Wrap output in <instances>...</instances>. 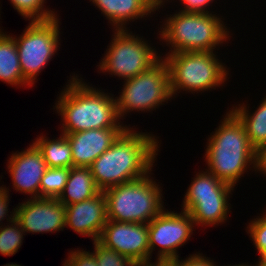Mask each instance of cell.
<instances>
[{
  "mask_svg": "<svg viewBox=\"0 0 266 266\" xmlns=\"http://www.w3.org/2000/svg\"><path fill=\"white\" fill-rule=\"evenodd\" d=\"M127 128L89 167L96 187L104 191L148 175L158 155L159 137Z\"/></svg>",
  "mask_w": 266,
  "mask_h": 266,
  "instance_id": "6da1fadb",
  "label": "cell"
},
{
  "mask_svg": "<svg viewBox=\"0 0 266 266\" xmlns=\"http://www.w3.org/2000/svg\"><path fill=\"white\" fill-rule=\"evenodd\" d=\"M53 109L61 116V134L102 128H130L121 122L114 94L83 81L73 73ZM90 85V86H89Z\"/></svg>",
  "mask_w": 266,
  "mask_h": 266,
  "instance_id": "7a4b0ae2",
  "label": "cell"
},
{
  "mask_svg": "<svg viewBox=\"0 0 266 266\" xmlns=\"http://www.w3.org/2000/svg\"><path fill=\"white\" fill-rule=\"evenodd\" d=\"M225 113L209 135L203 158L208 172L235 187L247 170L255 171L256 150L238 118L230 110Z\"/></svg>",
  "mask_w": 266,
  "mask_h": 266,
  "instance_id": "3957f363",
  "label": "cell"
},
{
  "mask_svg": "<svg viewBox=\"0 0 266 266\" xmlns=\"http://www.w3.org/2000/svg\"><path fill=\"white\" fill-rule=\"evenodd\" d=\"M166 16L157 37L169 46L170 50L165 55L188 51H218L220 45L222 47L231 39L230 28L223 21L225 18L219 17L217 13L176 10L174 14Z\"/></svg>",
  "mask_w": 266,
  "mask_h": 266,
  "instance_id": "277c9868",
  "label": "cell"
},
{
  "mask_svg": "<svg viewBox=\"0 0 266 266\" xmlns=\"http://www.w3.org/2000/svg\"><path fill=\"white\" fill-rule=\"evenodd\" d=\"M164 56L162 58L169 69L173 99L183 91L186 94H198L216 90L228 80L229 68L218 59L216 51L175 52Z\"/></svg>",
  "mask_w": 266,
  "mask_h": 266,
  "instance_id": "5b68a950",
  "label": "cell"
},
{
  "mask_svg": "<svg viewBox=\"0 0 266 266\" xmlns=\"http://www.w3.org/2000/svg\"><path fill=\"white\" fill-rule=\"evenodd\" d=\"M152 173L103 191L108 220L148 224L165 209L162 187Z\"/></svg>",
  "mask_w": 266,
  "mask_h": 266,
  "instance_id": "8992f818",
  "label": "cell"
},
{
  "mask_svg": "<svg viewBox=\"0 0 266 266\" xmlns=\"http://www.w3.org/2000/svg\"><path fill=\"white\" fill-rule=\"evenodd\" d=\"M113 32L104 57L97 65L99 73L125 81L150 69L162 58L153 43L135 35L129 28L114 29Z\"/></svg>",
  "mask_w": 266,
  "mask_h": 266,
  "instance_id": "52a82bcc",
  "label": "cell"
},
{
  "mask_svg": "<svg viewBox=\"0 0 266 266\" xmlns=\"http://www.w3.org/2000/svg\"><path fill=\"white\" fill-rule=\"evenodd\" d=\"M122 86L119 96L115 97L120 120L132 111L152 112L173 98L169 69L163 58L150 69L125 80Z\"/></svg>",
  "mask_w": 266,
  "mask_h": 266,
  "instance_id": "ba28073f",
  "label": "cell"
},
{
  "mask_svg": "<svg viewBox=\"0 0 266 266\" xmlns=\"http://www.w3.org/2000/svg\"><path fill=\"white\" fill-rule=\"evenodd\" d=\"M60 19L57 16L46 21H29L22 35L14 36L23 77L32 87L41 71L60 50Z\"/></svg>",
  "mask_w": 266,
  "mask_h": 266,
  "instance_id": "9c48e42d",
  "label": "cell"
},
{
  "mask_svg": "<svg viewBox=\"0 0 266 266\" xmlns=\"http://www.w3.org/2000/svg\"><path fill=\"white\" fill-rule=\"evenodd\" d=\"M195 224L192 217L181 210L168 211L164 209L159 215L148 223L150 263L153 251L159 247L156 262H171L179 259L178 248L190 240Z\"/></svg>",
  "mask_w": 266,
  "mask_h": 266,
  "instance_id": "30bf717a",
  "label": "cell"
},
{
  "mask_svg": "<svg viewBox=\"0 0 266 266\" xmlns=\"http://www.w3.org/2000/svg\"><path fill=\"white\" fill-rule=\"evenodd\" d=\"M149 229L146 223L108 220L98 242L139 266L150 263Z\"/></svg>",
  "mask_w": 266,
  "mask_h": 266,
  "instance_id": "8fae6325",
  "label": "cell"
},
{
  "mask_svg": "<svg viewBox=\"0 0 266 266\" xmlns=\"http://www.w3.org/2000/svg\"><path fill=\"white\" fill-rule=\"evenodd\" d=\"M15 208V220L25 234L56 233L65 228L66 206L56 198H28Z\"/></svg>",
  "mask_w": 266,
  "mask_h": 266,
  "instance_id": "7c38bea8",
  "label": "cell"
},
{
  "mask_svg": "<svg viewBox=\"0 0 266 266\" xmlns=\"http://www.w3.org/2000/svg\"><path fill=\"white\" fill-rule=\"evenodd\" d=\"M7 161L6 169L13 182L12 188L28 194L30 199L39 198L41 178L48 165L38 147L32 142L25 150L13 152Z\"/></svg>",
  "mask_w": 266,
  "mask_h": 266,
  "instance_id": "4fadbf2b",
  "label": "cell"
},
{
  "mask_svg": "<svg viewBox=\"0 0 266 266\" xmlns=\"http://www.w3.org/2000/svg\"><path fill=\"white\" fill-rule=\"evenodd\" d=\"M107 201L103 191L94 197L66 205L65 227L71 228L81 236L98 241L107 223Z\"/></svg>",
  "mask_w": 266,
  "mask_h": 266,
  "instance_id": "5bb4252c",
  "label": "cell"
},
{
  "mask_svg": "<svg viewBox=\"0 0 266 266\" xmlns=\"http://www.w3.org/2000/svg\"><path fill=\"white\" fill-rule=\"evenodd\" d=\"M127 128H102L64 134L71 145L73 167H89Z\"/></svg>",
  "mask_w": 266,
  "mask_h": 266,
  "instance_id": "9a60e30c",
  "label": "cell"
},
{
  "mask_svg": "<svg viewBox=\"0 0 266 266\" xmlns=\"http://www.w3.org/2000/svg\"><path fill=\"white\" fill-rule=\"evenodd\" d=\"M92 1V2H91ZM103 17H106L111 29H128L127 25L137 19H145L156 13L157 0H90Z\"/></svg>",
  "mask_w": 266,
  "mask_h": 266,
  "instance_id": "2e32d148",
  "label": "cell"
},
{
  "mask_svg": "<svg viewBox=\"0 0 266 266\" xmlns=\"http://www.w3.org/2000/svg\"><path fill=\"white\" fill-rule=\"evenodd\" d=\"M232 196H215L198 199L186 212L192 217L195 226L210 227L224 224L230 217Z\"/></svg>",
  "mask_w": 266,
  "mask_h": 266,
  "instance_id": "e0dca14e",
  "label": "cell"
},
{
  "mask_svg": "<svg viewBox=\"0 0 266 266\" xmlns=\"http://www.w3.org/2000/svg\"><path fill=\"white\" fill-rule=\"evenodd\" d=\"M193 181L187 188L182 201L181 208L187 211L198 199L215 197V196H231L235 189L234 187L222 182L206 169L199 171L192 178ZM231 194V195H230Z\"/></svg>",
  "mask_w": 266,
  "mask_h": 266,
  "instance_id": "ac0fdd59",
  "label": "cell"
},
{
  "mask_svg": "<svg viewBox=\"0 0 266 266\" xmlns=\"http://www.w3.org/2000/svg\"><path fill=\"white\" fill-rule=\"evenodd\" d=\"M10 34L8 32L4 33L0 27V81L9 84L11 87H31L23 77L17 45L14 37Z\"/></svg>",
  "mask_w": 266,
  "mask_h": 266,
  "instance_id": "d6986e66",
  "label": "cell"
},
{
  "mask_svg": "<svg viewBox=\"0 0 266 266\" xmlns=\"http://www.w3.org/2000/svg\"><path fill=\"white\" fill-rule=\"evenodd\" d=\"M254 112L245 103L233 105L229 110L238 118L243 125L247 137L255 150L266 143V96Z\"/></svg>",
  "mask_w": 266,
  "mask_h": 266,
  "instance_id": "ffe728a7",
  "label": "cell"
},
{
  "mask_svg": "<svg viewBox=\"0 0 266 266\" xmlns=\"http://www.w3.org/2000/svg\"><path fill=\"white\" fill-rule=\"evenodd\" d=\"M99 191L90 167H71L67 183L58 200L65 206L71 205L92 198Z\"/></svg>",
  "mask_w": 266,
  "mask_h": 266,
  "instance_id": "44dd1931",
  "label": "cell"
},
{
  "mask_svg": "<svg viewBox=\"0 0 266 266\" xmlns=\"http://www.w3.org/2000/svg\"><path fill=\"white\" fill-rule=\"evenodd\" d=\"M33 143L41 151L42 156L51 168H71L73 160L71 154V145L67 137L60 133L59 138L50 139L43 135H38Z\"/></svg>",
  "mask_w": 266,
  "mask_h": 266,
  "instance_id": "7402d4cb",
  "label": "cell"
},
{
  "mask_svg": "<svg viewBox=\"0 0 266 266\" xmlns=\"http://www.w3.org/2000/svg\"><path fill=\"white\" fill-rule=\"evenodd\" d=\"M24 20L46 21L57 17V11L50 9L45 4L46 0H8ZM50 9V10H49Z\"/></svg>",
  "mask_w": 266,
  "mask_h": 266,
  "instance_id": "603a6c76",
  "label": "cell"
},
{
  "mask_svg": "<svg viewBox=\"0 0 266 266\" xmlns=\"http://www.w3.org/2000/svg\"><path fill=\"white\" fill-rule=\"evenodd\" d=\"M70 168L48 167L40 183L41 198L58 199L67 183Z\"/></svg>",
  "mask_w": 266,
  "mask_h": 266,
  "instance_id": "cb8c5ba5",
  "label": "cell"
},
{
  "mask_svg": "<svg viewBox=\"0 0 266 266\" xmlns=\"http://www.w3.org/2000/svg\"><path fill=\"white\" fill-rule=\"evenodd\" d=\"M7 224L0 226V254L10 257L18 252L23 243L25 232L16 220Z\"/></svg>",
  "mask_w": 266,
  "mask_h": 266,
  "instance_id": "d4e9b609",
  "label": "cell"
},
{
  "mask_svg": "<svg viewBox=\"0 0 266 266\" xmlns=\"http://www.w3.org/2000/svg\"><path fill=\"white\" fill-rule=\"evenodd\" d=\"M93 246L92 253L95 255L98 266H139L115 250L104 247L98 241H94Z\"/></svg>",
  "mask_w": 266,
  "mask_h": 266,
  "instance_id": "484cf974",
  "label": "cell"
},
{
  "mask_svg": "<svg viewBox=\"0 0 266 266\" xmlns=\"http://www.w3.org/2000/svg\"><path fill=\"white\" fill-rule=\"evenodd\" d=\"M261 215L254 217L246 226V232L250 234V240L253 241L258 254L266 250V210Z\"/></svg>",
  "mask_w": 266,
  "mask_h": 266,
  "instance_id": "4316f807",
  "label": "cell"
},
{
  "mask_svg": "<svg viewBox=\"0 0 266 266\" xmlns=\"http://www.w3.org/2000/svg\"><path fill=\"white\" fill-rule=\"evenodd\" d=\"M63 266H98L95 255L84 249L71 250Z\"/></svg>",
  "mask_w": 266,
  "mask_h": 266,
  "instance_id": "83f0119b",
  "label": "cell"
},
{
  "mask_svg": "<svg viewBox=\"0 0 266 266\" xmlns=\"http://www.w3.org/2000/svg\"><path fill=\"white\" fill-rule=\"evenodd\" d=\"M189 257L183 259H176L171 261L170 263L173 266H217L214 260H210L211 258L206 257L202 253L196 252L195 254H189Z\"/></svg>",
  "mask_w": 266,
  "mask_h": 266,
  "instance_id": "f1b7e54d",
  "label": "cell"
},
{
  "mask_svg": "<svg viewBox=\"0 0 266 266\" xmlns=\"http://www.w3.org/2000/svg\"><path fill=\"white\" fill-rule=\"evenodd\" d=\"M9 188H7L5 185L3 187L0 186V226L3 225L2 220L4 221L6 219L7 222L11 223L12 221L15 220L16 217V208H13L12 212L10 211V215L7 214L9 213Z\"/></svg>",
  "mask_w": 266,
  "mask_h": 266,
  "instance_id": "f546056e",
  "label": "cell"
},
{
  "mask_svg": "<svg viewBox=\"0 0 266 266\" xmlns=\"http://www.w3.org/2000/svg\"><path fill=\"white\" fill-rule=\"evenodd\" d=\"M178 1L181 2L184 6L182 8H179V11L192 12V13H215L209 10L210 9L209 6H212L211 3H213L215 0H178Z\"/></svg>",
  "mask_w": 266,
  "mask_h": 266,
  "instance_id": "4dcf8cb0",
  "label": "cell"
},
{
  "mask_svg": "<svg viewBox=\"0 0 266 266\" xmlns=\"http://www.w3.org/2000/svg\"><path fill=\"white\" fill-rule=\"evenodd\" d=\"M266 176V143L256 150V169L255 173Z\"/></svg>",
  "mask_w": 266,
  "mask_h": 266,
  "instance_id": "1f68e13d",
  "label": "cell"
},
{
  "mask_svg": "<svg viewBox=\"0 0 266 266\" xmlns=\"http://www.w3.org/2000/svg\"><path fill=\"white\" fill-rule=\"evenodd\" d=\"M259 258L257 261V264L255 263L256 266H266V250L262 251L259 253Z\"/></svg>",
  "mask_w": 266,
  "mask_h": 266,
  "instance_id": "d6a6232c",
  "label": "cell"
},
{
  "mask_svg": "<svg viewBox=\"0 0 266 266\" xmlns=\"http://www.w3.org/2000/svg\"><path fill=\"white\" fill-rule=\"evenodd\" d=\"M170 1L172 2V0H157V6H156V10H160V8L162 7V8H164L165 7V4H166V2L168 3H170ZM174 1V0H173ZM164 6V7H163Z\"/></svg>",
  "mask_w": 266,
  "mask_h": 266,
  "instance_id": "836d02e7",
  "label": "cell"
},
{
  "mask_svg": "<svg viewBox=\"0 0 266 266\" xmlns=\"http://www.w3.org/2000/svg\"><path fill=\"white\" fill-rule=\"evenodd\" d=\"M150 266H173L170 262H151Z\"/></svg>",
  "mask_w": 266,
  "mask_h": 266,
  "instance_id": "e575fe53",
  "label": "cell"
},
{
  "mask_svg": "<svg viewBox=\"0 0 266 266\" xmlns=\"http://www.w3.org/2000/svg\"><path fill=\"white\" fill-rule=\"evenodd\" d=\"M217 266H219V265H217ZM223 266H254V264H253V265H252V264H249V265H248V263H246V264H245V263H242V264H240V263H239V264H236V263H235V265H231V264L229 265V264H228V265H223ZM255 266H256V265H255Z\"/></svg>",
  "mask_w": 266,
  "mask_h": 266,
  "instance_id": "d590c367",
  "label": "cell"
},
{
  "mask_svg": "<svg viewBox=\"0 0 266 266\" xmlns=\"http://www.w3.org/2000/svg\"><path fill=\"white\" fill-rule=\"evenodd\" d=\"M2 266H21V265L16 264V263H11V264L7 263V264L2 265Z\"/></svg>",
  "mask_w": 266,
  "mask_h": 266,
  "instance_id": "8d00e7d4",
  "label": "cell"
}]
</instances>
